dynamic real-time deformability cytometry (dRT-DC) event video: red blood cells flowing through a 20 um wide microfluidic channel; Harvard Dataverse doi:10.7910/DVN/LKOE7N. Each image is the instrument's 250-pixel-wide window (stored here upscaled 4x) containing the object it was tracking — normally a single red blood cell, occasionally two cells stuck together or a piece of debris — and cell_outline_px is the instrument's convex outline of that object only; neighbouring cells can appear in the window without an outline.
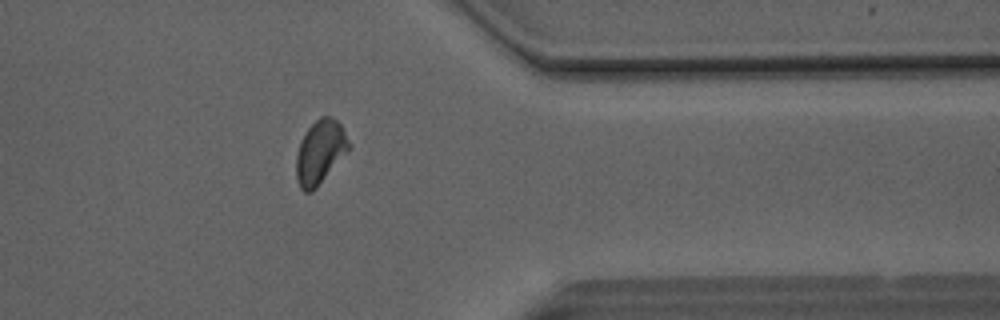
{"species": "Egyptian fruit bat (a non-hibernating species)", "species_latin": "Rousettus aegyptiacus", "temperature_condition": "room temperature", "stored_images_in_passage": 47, "camera_frame_rate_fps": 3000, "um_per_image_px": 0.085, "animal": {"sex": "male"}, "frame": {"image": 1, "passage_image": 37, "time_ms": 12.0, "image_size_px": [1000, 320], "cell_outline_px": [[352, 148], [316, 188], [312, 192], [304, 192], [300, 188], [296, 180], [296, 156], [300, 140], [308, 128], [320, 116], [328, 116], [336, 120], [340, 124], [352, 144]], "centroid_in_image_um": [27.22, 12.94], "position_along_channel_um": 384.2, "area_um2": 19.83}}
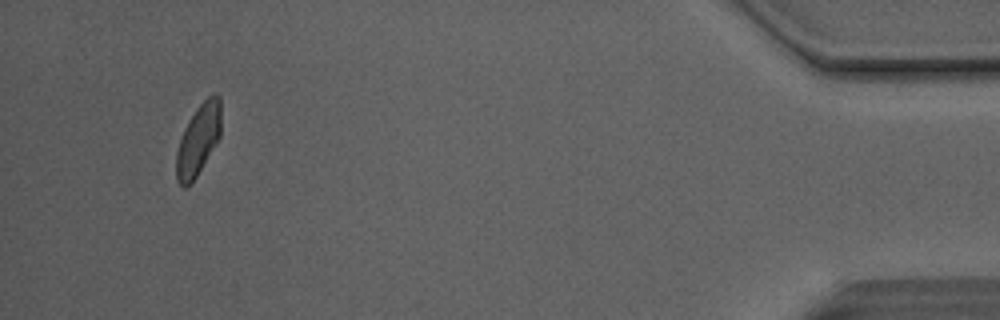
{"frame": {"image": 2, "passage_image": 44, "time_ms": 14.333, "image_size_px": [1000, 320], "cell_outline_px": [[220, 136], [196, 176], [188, 188], [184, 188], [176, 180], [176, 152], [180, 136], [188, 120], [196, 108], [212, 92], [220, 96]], "centroid_in_image_um": [16.83, 11.87], "position_along_channel_um": 418.4, "area_um2": 18.5}, "authors_computed_cell_mechanics": {"area_um2": 19.5364, "velocity_mm_per_s": 4.1081, "shape_relaxation_time_tau1_ms": 3.2349, "shape_relaxation_time_tau2_ms": 1.2535, "deformation_change_tau1": 0.0877, "deformation_change_tau2": 0.0694}}